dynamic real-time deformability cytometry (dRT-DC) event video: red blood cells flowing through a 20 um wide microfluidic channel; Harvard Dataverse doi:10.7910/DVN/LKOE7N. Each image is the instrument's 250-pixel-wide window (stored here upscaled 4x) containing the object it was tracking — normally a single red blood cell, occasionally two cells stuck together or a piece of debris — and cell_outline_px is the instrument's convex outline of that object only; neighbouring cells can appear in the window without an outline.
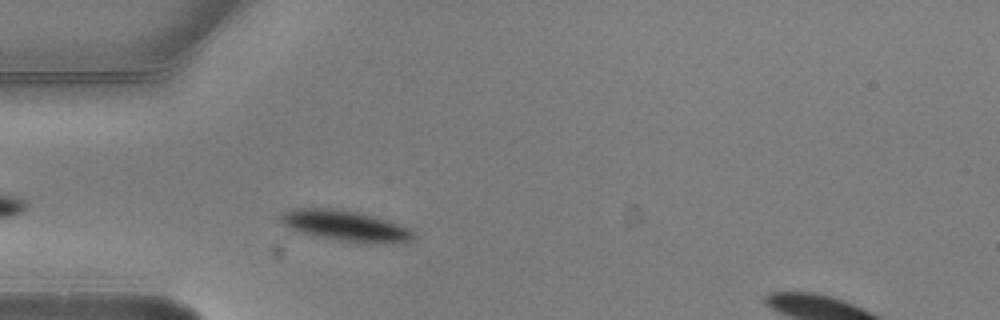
{"species": "common noctule bat (a hibernating species)", "species_latin": "Nyctalus noctula", "temperature_condition": "warm", "stored_images_in_passage": 3, "camera_frame_rate_fps": 3000, "um_per_image_px": 0.085, "animal": {"sex": "male", "body_mass_g": 20.5, "forearm_length_mm": 52.5}, "frame": {"image": 1, "passage_image": 3, "time_ms": 0.667, "image_size_px": [1000, 320], "cell_outline_px": [[416, 236], [412, 240], [392, 244], [368, 244], [312, 236], [300, 232], [284, 224], [280, 220], [280, 216], [284, 212], [292, 208], [340, 208], [372, 216], [408, 228], [416, 232]], "centroid_in_image_um": [29.39, 19.21], "position_along_channel_um": 55.6, "area_um2": 23.81}}